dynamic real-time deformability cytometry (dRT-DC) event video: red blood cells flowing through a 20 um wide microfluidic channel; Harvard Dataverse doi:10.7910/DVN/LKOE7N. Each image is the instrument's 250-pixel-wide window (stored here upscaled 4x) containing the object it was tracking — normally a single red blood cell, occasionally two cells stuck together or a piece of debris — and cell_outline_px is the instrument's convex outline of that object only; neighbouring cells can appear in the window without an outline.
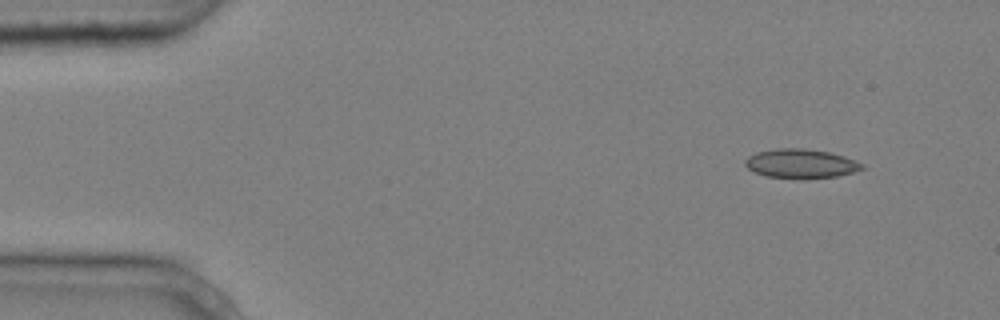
{"species": "common noctule bat (a hibernating species)", "species_latin": "Nyctalus noctula", "temperature_condition": "cold", "stored_images_in_passage": 5, "camera_frame_rate_fps": 3000, "um_per_image_px": 0.085, "animal": {"sex": "male", "body_mass_g": 20.4}, "frame": {"image": 1, "passage_image": 1, "time_ms": 0.0, "image_size_px": [1000, 320], "cell_outline_px": [[868, 168], [836, 176], [804, 180], [796, 180], [764, 176], [748, 168], [744, 164], [744, 160], [748, 156], [756, 152], [776, 148], [804, 148], [828, 152], [844, 156], [856, 160], [864, 164]], "centroid_in_image_um": [68.08, 13.93], "position_along_channel_um": 16.9, "area_um2": 20.4}}
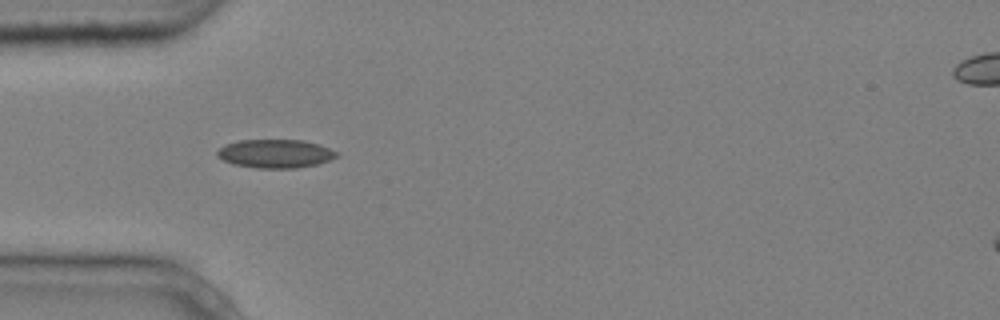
{"frame": {"image": 2, "passage_image": 4, "time_ms": 1.0, "image_size_px": [1000, 320], "cell_outline_px": [[340, 156], [316, 164], [296, 168], [256, 168], [232, 164], [216, 156], [216, 152], [224, 144], [236, 140], [304, 140], [320, 144], [340, 152]], "centroid_in_image_um": [23.41, 13.05], "position_along_channel_um": 61.6, "area_um2": 20.11}}
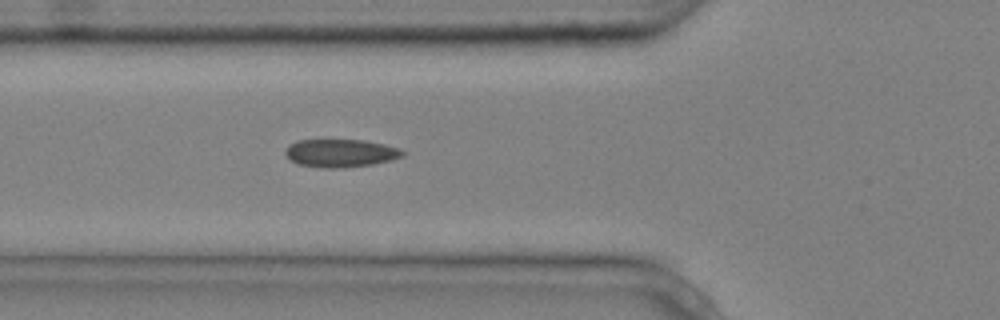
{"frame": {"image": 3, "passage_image": 5, "time_ms": 1.333, "image_size_px": [1000, 320], "cell_outline_px": [[404, 156], [392, 160], [372, 164], [344, 168], [324, 168], [300, 164], [292, 160], [284, 152], [288, 144], [296, 140], [364, 140], [384, 144], [400, 148], [404, 152]], "centroid_in_image_um": [28.97, 13.01], "position_along_channel_um": 96.8, "area_um2": 19.13}}